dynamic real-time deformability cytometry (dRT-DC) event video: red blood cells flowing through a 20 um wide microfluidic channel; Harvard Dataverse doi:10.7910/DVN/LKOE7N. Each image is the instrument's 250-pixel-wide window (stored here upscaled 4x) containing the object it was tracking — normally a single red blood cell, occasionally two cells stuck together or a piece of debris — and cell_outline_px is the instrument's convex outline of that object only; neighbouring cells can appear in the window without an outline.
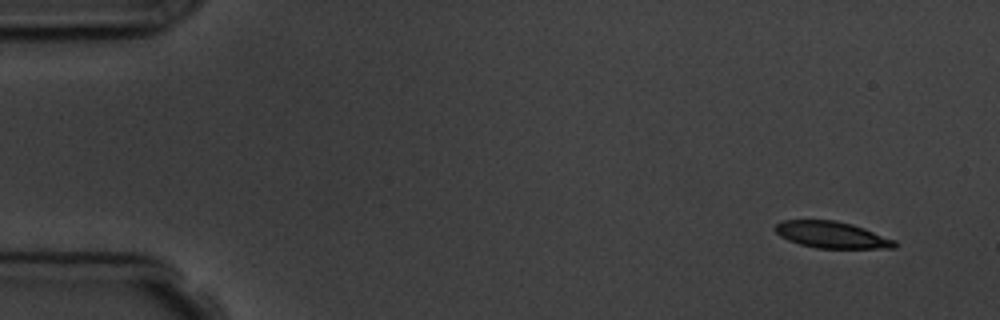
{"species": "common noctule bat (a hibernating species)", "species_latin": "Nyctalus noctula", "temperature_condition": "room temperature", "stored_images_in_passage": 8, "camera_frame_rate_fps": 3000, "um_per_image_px": 0.085, "animal": {"sex": "male", "body_mass_g": 19.5, "forearm_length_mm": 54.6}, "frame": {"image": 1, "passage_image": 1, "time_ms": 0.0, "image_size_px": [1000, 320], "cell_outline_px": [[896, 248], [816, 248], [800, 244], [788, 240], [780, 236], [772, 228], [780, 220], [836, 220], [852, 224], [864, 228], [896, 240]], "centroid_in_image_um": [70.67, 19.95], "position_along_channel_um": 14.3, "area_um2": 18.61}}
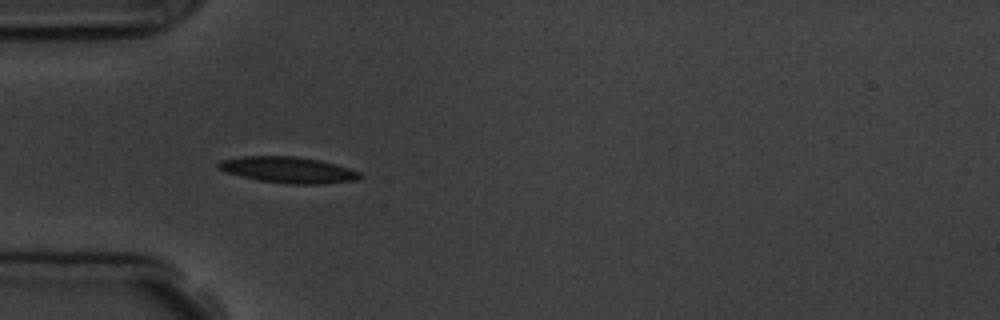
{"frame": {"image": 2, "passage_image": 5, "time_ms": 4.333, "image_size_px": [1000, 320], "cell_outline_px": [[360, 176], [356, 180], [320, 184], [288, 184], [260, 180], [240, 176], [224, 172], [216, 168], [216, 164], [220, 160], [244, 156], [296, 156], [320, 160], [336, 164], [360, 172]], "centroid_in_image_um": [24.44, 14.43], "position_along_channel_um": 60.6, "area_um2": 21.56}}
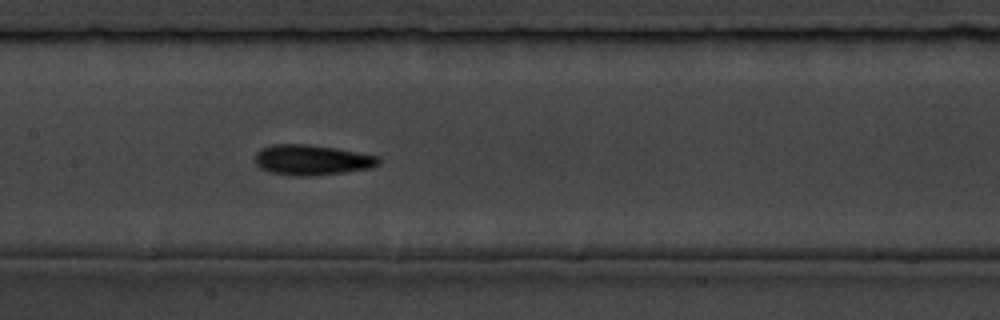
{"frame": {"image": 3, "passage_image": 8, "time_ms": 7.667, "image_size_px": [1000, 320], "cell_outline_px": [[380, 164], [372, 168], [316, 176], [300, 176], [268, 172], [260, 168], [256, 164], [256, 152], [260, 148], [272, 144], [308, 144], [336, 148], [380, 156]], "centroid_in_image_um": [26.53, 13.59], "position_along_channel_um": 180.9, "area_um2": 22.08}}